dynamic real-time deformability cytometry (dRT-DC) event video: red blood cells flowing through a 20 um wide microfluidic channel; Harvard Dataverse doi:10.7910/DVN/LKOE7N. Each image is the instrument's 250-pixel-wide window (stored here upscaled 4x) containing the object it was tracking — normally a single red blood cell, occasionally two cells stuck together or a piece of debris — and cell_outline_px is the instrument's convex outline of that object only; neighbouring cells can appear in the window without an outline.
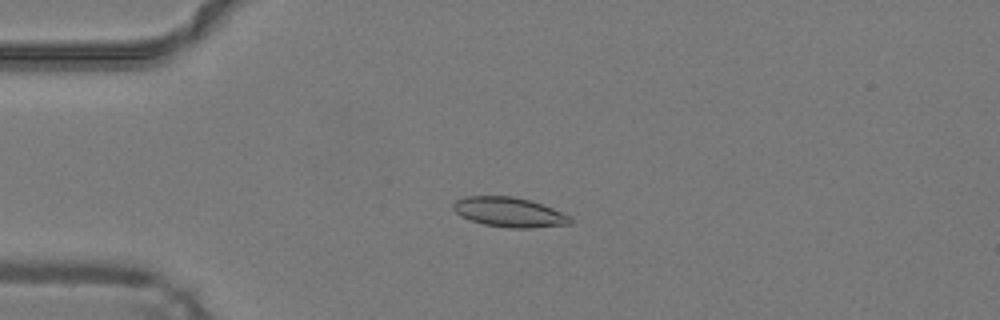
{"species": "common noctule bat (a hibernating species)", "species_latin": "Nyctalus noctula", "temperature_condition": "warm", "stored_images_in_passage": 49, "camera_frame_rate_fps": 3000, "um_per_image_px": 0.085, "animal": {"sex": "male", "body_mass_g": 19.2, "forearm_length_mm": 51.8}, "frame": {"image": 1, "passage_image": 13, "time_ms": 4.0, "image_size_px": [1000, 320], "cell_outline_px": [[572, 220], [568, 224], [532, 228], [508, 228], [484, 224], [468, 220], [460, 216], [452, 208], [452, 204], [456, 200], [464, 196], [512, 196], [528, 200], [552, 208], [568, 216]], "centroid_in_image_um": [43.2, 18.04], "position_along_channel_um": 41.8, "area_um2": 20.11}}
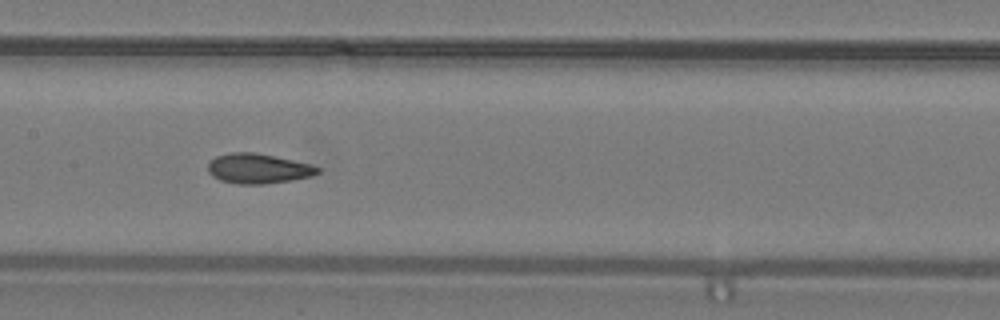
{"frame": {"image": 2, "passage_image": 25, "time_ms": 8.0, "image_size_px": [1000, 320], "cell_outline_px": [[320, 172], [312, 176], [292, 180], [264, 184], [236, 184], [220, 180], [212, 176], [208, 172], [208, 164], [216, 156], [232, 152], [252, 152], [312, 164], [320, 168]], "centroid_in_image_um": [21.94, 14.34], "position_along_channel_um": 185.5, "area_um2": 19.07}}
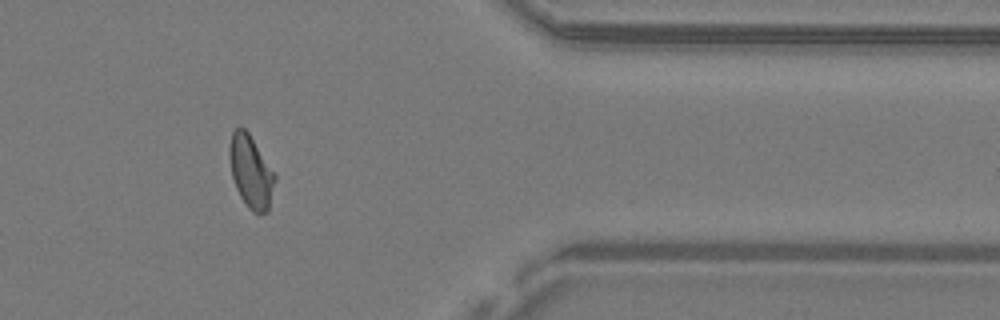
{"frame": {"image": 3, "passage_image": 41, "time_ms": 13.333, "image_size_px": [1000, 320], "cell_outline_px": [[276, 180], [268, 212], [252, 212], [248, 208], [240, 196], [236, 188], [232, 176], [228, 156], [228, 148], [232, 132], [240, 124], [248, 132], [276, 176]], "centroid_in_image_um": [21.3, 14.58], "position_along_channel_um": 390.1, "area_um2": 19.19}, "authors_computed_cell_mechanics": {"area_um2": 19.4208, "velocity_mm_per_s": 4.2359, "shape_relaxation_time_tau1_ms": 6.8564, "shape_relaxation_time_tau2_ms": 1.6493, "deformation_change_tau1": 0.1708, "deformation_change_tau2": 0.0565}}